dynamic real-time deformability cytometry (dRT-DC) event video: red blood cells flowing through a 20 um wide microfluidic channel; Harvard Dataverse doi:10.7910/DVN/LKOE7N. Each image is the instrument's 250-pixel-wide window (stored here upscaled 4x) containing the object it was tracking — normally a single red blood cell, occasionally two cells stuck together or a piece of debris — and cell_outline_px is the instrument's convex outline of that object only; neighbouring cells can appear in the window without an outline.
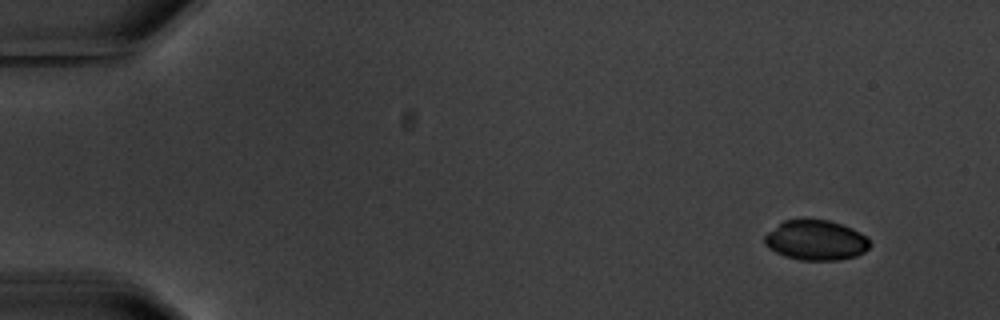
{"species": "common noctule bat (a hibernating species)", "species_latin": "Nyctalus noctula", "temperature_condition": "warm", "stored_images_in_passage": 7, "camera_frame_rate_fps": 3000, "um_per_image_px": 0.085, "animal": {"sex": "male", "body_mass_g": 20.1, "forearm_length_mm": 53.5}, "frame": {"image": 1, "passage_image": 1, "time_ms": 0.0, "image_size_px": [1000, 320], "cell_outline_px": [[872, 244], [864, 252], [856, 256], [836, 260], [800, 260], [784, 256], [768, 248], [764, 244], [764, 236], [768, 232], [784, 220], [828, 220], [852, 228], [868, 236]], "centroid_in_image_um": [69.37, 20.43], "position_along_channel_um": 15.6, "area_um2": 24.57}}
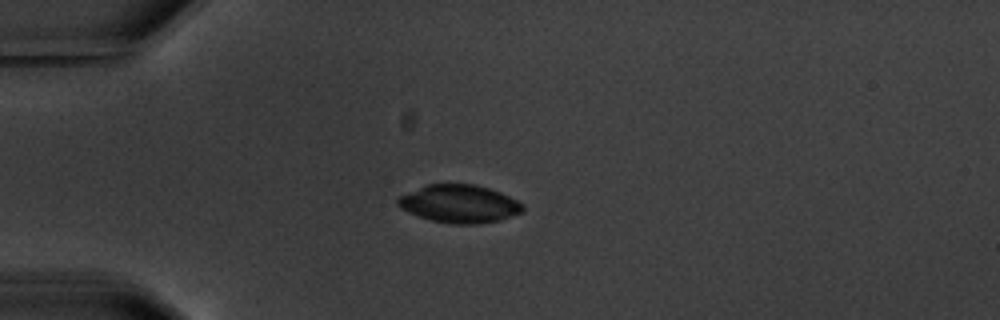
{"frame": {"image": 2, "passage_image": 4, "time_ms": 3.667, "image_size_px": [1000, 320], "cell_outline_px": [[524, 212], [500, 220], [476, 224], [452, 224], [432, 220], [408, 212], [400, 208], [396, 204], [396, 200], [400, 196], [428, 184], [476, 184], [500, 192], [524, 204]], "centroid_in_image_um": [39.07, 17.33], "position_along_channel_um": 45.9, "area_um2": 27.51}}